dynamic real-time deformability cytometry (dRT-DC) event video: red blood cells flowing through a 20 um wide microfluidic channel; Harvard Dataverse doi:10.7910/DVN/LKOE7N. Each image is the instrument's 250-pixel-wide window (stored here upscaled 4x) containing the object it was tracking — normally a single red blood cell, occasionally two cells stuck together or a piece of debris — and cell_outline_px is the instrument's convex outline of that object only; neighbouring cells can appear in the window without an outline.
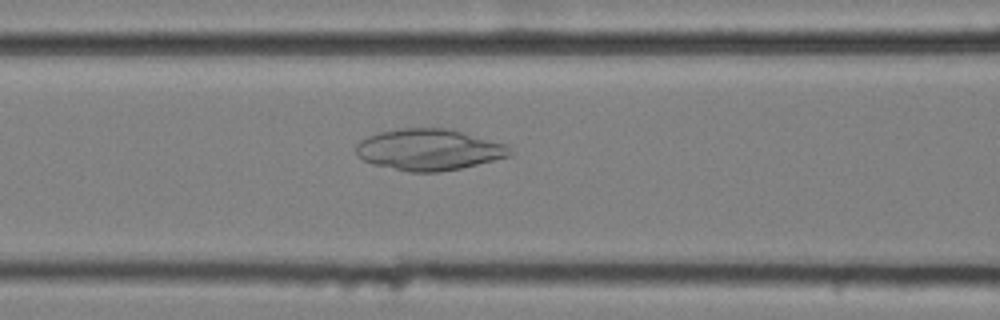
{"species": "common noctule bat (a hibernating species)", "species_latin": "Nyctalus noctula", "temperature_condition": "cold", "stored_images_in_passage": 56, "camera_frame_rate_fps": 3000, "um_per_image_px": 0.085, "animal": {"sex": "female", "body_mass_g": 25.1}, "frame": {"image": 1, "passage_image": 23, "time_ms": 7.333, "image_size_px": [1000, 320], "cell_outline_px": [[512, 152], [508, 156], [460, 168], [440, 172], [408, 172], [372, 164], [356, 156], [356, 144], [360, 140], [368, 136], [380, 132], [400, 128], [448, 128], [504, 144]], "centroid_in_image_um": [36.38, 12.72], "position_along_channel_um": 130.2, "area_um2": 36.7}}
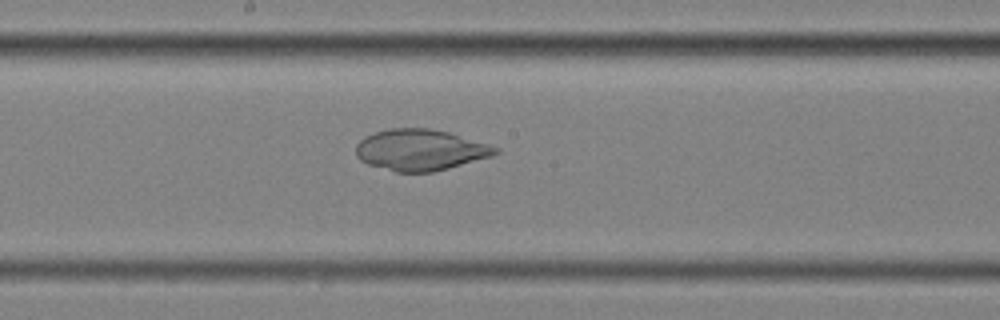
{"frame": {"image": 2, "passage_image": 30, "time_ms": 9.667, "image_size_px": [1000, 320], "cell_outline_px": [[500, 152], [492, 156], [448, 168], [432, 172], [396, 172], [368, 164], [360, 160], [356, 156], [356, 144], [364, 136], [388, 128], [428, 128], [448, 132], [488, 144], [500, 148]], "centroid_in_image_um": [35.71, 12.74], "position_along_channel_um": 212.5, "area_um2": 33.41}}
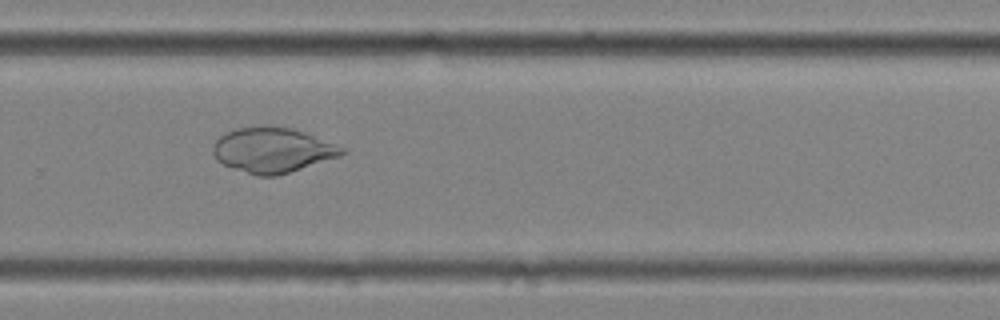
{"frame": {"image": 3, "passage_image": 38, "time_ms": 12.333, "image_size_px": [1000, 320], "cell_outline_px": [[348, 152], [340, 156], [276, 176], [256, 176], [224, 164], [216, 160], [212, 152], [212, 144], [220, 136], [236, 128], [292, 128], [304, 132], [348, 148]], "centroid_in_image_um": [23.19, 12.78], "position_along_channel_um": 306.6, "area_um2": 33.35}}